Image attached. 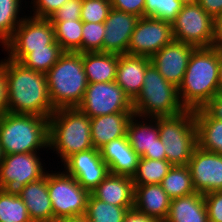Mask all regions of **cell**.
Here are the masks:
<instances>
[{
	"mask_svg": "<svg viewBox=\"0 0 222 222\" xmlns=\"http://www.w3.org/2000/svg\"><path fill=\"white\" fill-rule=\"evenodd\" d=\"M202 109L211 117L222 120V92L211 98Z\"/></svg>",
	"mask_w": 222,
	"mask_h": 222,
	"instance_id": "cell-43",
	"label": "cell"
},
{
	"mask_svg": "<svg viewBox=\"0 0 222 222\" xmlns=\"http://www.w3.org/2000/svg\"><path fill=\"white\" fill-rule=\"evenodd\" d=\"M91 194L106 203L116 206H134L133 179L127 175L108 174L106 178L91 191Z\"/></svg>",
	"mask_w": 222,
	"mask_h": 222,
	"instance_id": "cell-24",
	"label": "cell"
},
{
	"mask_svg": "<svg viewBox=\"0 0 222 222\" xmlns=\"http://www.w3.org/2000/svg\"><path fill=\"white\" fill-rule=\"evenodd\" d=\"M6 69L8 112L50 118L56 111L50 100L46 74L10 58L0 62Z\"/></svg>",
	"mask_w": 222,
	"mask_h": 222,
	"instance_id": "cell-1",
	"label": "cell"
},
{
	"mask_svg": "<svg viewBox=\"0 0 222 222\" xmlns=\"http://www.w3.org/2000/svg\"><path fill=\"white\" fill-rule=\"evenodd\" d=\"M104 31V23L83 22L82 53L102 52Z\"/></svg>",
	"mask_w": 222,
	"mask_h": 222,
	"instance_id": "cell-36",
	"label": "cell"
},
{
	"mask_svg": "<svg viewBox=\"0 0 222 222\" xmlns=\"http://www.w3.org/2000/svg\"><path fill=\"white\" fill-rule=\"evenodd\" d=\"M171 199L161 184L134 185V208L160 222L167 219Z\"/></svg>",
	"mask_w": 222,
	"mask_h": 222,
	"instance_id": "cell-22",
	"label": "cell"
},
{
	"mask_svg": "<svg viewBox=\"0 0 222 222\" xmlns=\"http://www.w3.org/2000/svg\"><path fill=\"white\" fill-rule=\"evenodd\" d=\"M164 222H209L204 194L195 192L172 199Z\"/></svg>",
	"mask_w": 222,
	"mask_h": 222,
	"instance_id": "cell-25",
	"label": "cell"
},
{
	"mask_svg": "<svg viewBox=\"0 0 222 222\" xmlns=\"http://www.w3.org/2000/svg\"><path fill=\"white\" fill-rule=\"evenodd\" d=\"M143 80L142 90L133 101V113L139 118L175 116L186 110L178 87L166 81L152 63L147 66Z\"/></svg>",
	"mask_w": 222,
	"mask_h": 222,
	"instance_id": "cell-6",
	"label": "cell"
},
{
	"mask_svg": "<svg viewBox=\"0 0 222 222\" xmlns=\"http://www.w3.org/2000/svg\"><path fill=\"white\" fill-rule=\"evenodd\" d=\"M22 0H0V43L4 46L23 20L18 14Z\"/></svg>",
	"mask_w": 222,
	"mask_h": 222,
	"instance_id": "cell-34",
	"label": "cell"
},
{
	"mask_svg": "<svg viewBox=\"0 0 222 222\" xmlns=\"http://www.w3.org/2000/svg\"><path fill=\"white\" fill-rule=\"evenodd\" d=\"M45 171L37 152L3 155L0 164V189L17 191L43 177Z\"/></svg>",
	"mask_w": 222,
	"mask_h": 222,
	"instance_id": "cell-13",
	"label": "cell"
},
{
	"mask_svg": "<svg viewBox=\"0 0 222 222\" xmlns=\"http://www.w3.org/2000/svg\"><path fill=\"white\" fill-rule=\"evenodd\" d=\"M113 9L144 17L145 0H110Z\"/></svg>",
	"mask_w": 222,
	"mask_h": 222,
	"instance_id": "cell-41",
	"label": "cell"
},
{
	"mask_svg": "<svg viewBox=\"0 0 222 222\" xmlns=\"http://www.w3.org/2000/svg\"><path fill=\"white\" fill-rule=\"evenodd\" d=\"M214 22L195 0H187L172 23L173 39L195 48H209L214 39Z\"/></svg>",
	"mask_w": 222,
	"mask_h": 222,
	"instance_id": "cell-8",
	"label": "cell"
},
{
	"mask_svg": "<svg viewBox=\"0 0 222 222\" xmlns=\"http://www.w3.org/2000/svg\"><path fill=\"white\" fill-rule=\"evenodd\" d=\"M167 160L140 158L136 173L132 176L134 185L161 184L172 168Z\"/></svg>",
	"mask_w": 222,
	"mask_h": 222,
	"instance_id": "cell-31",
	"label": "cell"
},
{
	"mask_svg": "<svg viewBox=\"0 0 222 222\" xmlns=\"http://www.w3.org/2000/svg\"><path fill=\"white\" fill-rule=\"evenodd\" d=\"M188 167L196 192L208 194L222 191V155L196 147Z\"/></svg>",
	"mask_w": 222,
	"mask_h": 222,
	"instance_id": "cell-14",
	"label": "cell"
},
{
	"mask_svg": "<svg viewBox=\"0 0 222 222\" xmlns=\"http://www.w3.org/2000/svg\"><path fill=\"white\" fill-rule=\"evenodd\" d=\"M90 118L118 112H133V102L115 82L88 83L77 107Z\"/></svg>",
	"mask_w": 222,
	"mask_h": 222,
	"instance_id": "cell-11",
	"label": "cell"
},
{
	"mask_svg": "<svg viewBox=\"0 0 222 222\" xmlns=\"http://www.w3.org/2000/svg\"><path fill=\"white\" fill-rule=\"evenodd\" d=\"M82 60L88 83L115 81L118 54L87 52L82 53Z\"/></svg>",
	"mask_w": 222,
	"mask_h": 222,
	"instance_id": "cell-26",
	"label": "cell"
},
{
	"mask_svg": "<svg viewBox=\"0 0 222 222\" xmlns=\"http://www.w3.org/2000/svg\"><path fill=\"white\" fill-rule=\"evenodd\" d=\"M8 113V83L6 69L0 63V117Z\"/></svg>",
	"mask_w": 222,
	"mask_h": 222,
	"instance_id": "cell-42",
	"label": "cell"
},
{
	"mask_svg": "<svg viewBox=\"0 0 222 222\" xmlns=\"http://www.w3.org/2000/svg\"><path fill=\"white\" fill-rule=\"evenodd\" d=\"M2 160H3V152L0 146V164L2 163Z\"/></svg>",
	"mask_w": 222,
	"mask_h": 222,
	"instance_id": "cell-49",
	"label": "cell"
},
{
	"mask_svg": "<svg viewBox=\"0 0 222 222\" xmlns=\"http://www.w3.org/2000/svg\"><path fill=\"white\" fill-rule=\"evenodd\" d=\"M137 117L136 114L131 116L126 129V137L132 149L140 158L166 160L164 145L159 137L158 117H151L150 123L146 124L145 121L141 123L140 119L138 122Z\"/></svg>",
	"mask_w": 222,
	"mask_h": 222,
	"instance_id": "cell-16",
	"label": "cell"
},
{
	"mask_svg": "<svg viewBox=\"0 0 222 222\" xmlns=\"http://www.w3.org/2000/svg\"><path fill=\"white\" fill-rule=\"evenodd\" d=\"M214 19L222 13V0H195Z\"/></svg>",
	"mask_w": 222,
	"mask_h": 222,
	"instance_id": "cell-44",
	"label": "cell"
},
{
	"mask_svg": "<svg viewBox=\"0 0 222 222\" xmlns=\"http://www.w3.org/2000/svg\"><path fill=\"white\" fill-rule=\"evenodd\" d=\"M133 112H118L90 118L93 147L100 149L112 140L126 136L128 122Z\"/></svg>",
	"mask_w": 222,
	"mask_h": 222,
	"instance_id": "cell-23",
	"label": "cell"
},
{
	"mask_svg": "<svg viewBox=\"0 0 222 222\" xmlns=\"http://www.w3.org/2000/svg\"><path fill=\"white\" fill-rule=\"evenodd\" d=\"M82 0H69L65 2L52 16L50 21L81 20Z\"/></svg>",
	"mask_w": 222,
	"mask_h": 222,
	"instance_id": "cell-38",
	"label": "cell"
},
{
	"mask_svg": "<svg viewBox=\"0 0 222 222\" xmlns=\"http://www.w3.org/2000/svg\"><path fill=\"white\" fill-rule=\"evenodd\" d=\"M53 222H88V220L86 219L85 215H81V216L59 218L54 220Z\"/></svg>",
	"mask_w": 222,
	"mask_h": 222,
	"instance_id": "cell-47",
	"label": "cell"
},
{
	"mask_svg": "<svg viewBox=\"0 0 222 222\" xmlns=\"http://www.w3.org/2000/svg\"><path fill=\"white\" fill-rule=\"evenodd\" d=\"M159 137L166 160L174 165H188L196 147L197 128L193 110L175 116L158 117Z\"/></svg>",
	"mask_w": 222,
	"mask_h": 222,
	"instance_id": "cell-7",
	"label": "cell"
},
{
	"mask_svg": "<svg viewBox=\"0 0 222 222\" xmlns=\"http://www.w3.org/2000/svg\"><path fill=\"white\" fill-rule=\"evenodd\" d=\"M49 119L6 113L0 117V146L3 155L33 153L49 147Z\"/></svg>",
	"mask_w": 222,
	"mask_h": 222,
	"instance_id": "cell-4",
	"label": "cell"
},
{
	"mask_svg": "<svg viewBox=\"0 0 222 222\" xmlns=\"http://www.w3.org/2000/svg\"><path fill=\"white\" fill-rule=\"evenodd\" d=\"M63 53L60 45H47V49H31L20 63L36 72L46 74Z\"/></svg>",
	"mask_w": 222,
	"mask_h": 222,
	"instance_id": "cell-33",
	"label": "cell"
},
{
	"mask_svg": "<svg viewBox=\"0 0 222 222\" xmlns=\"http://www.w3.org/2000/svg\"><path fill=\"white\" fill-rule=\"evenodd\" d=\"M194 46L173 40L151 58V63L164 79L179 87L189 63Z\"/></svg>",
	"mask_w": 222,
	"mask_h": 222,
	"instance_id": "cell-17",
	"label": "cell"
},
{
	"mask_svg": "<svg viewBox=\"0 0 222 222\" xmlns=\"http://www.w3.org/2000/svg\"><path fill=\"white\" fill-rule=\"evenodd\" d=\"M187 0H145L144 17L172 24Z\"/></svg>",
	"mask_w": 222,
	"mask_h": 222,
	"instance_id": "cell-35",
	"label": "cell"
},
{
	"mask_svg": "<svg viewBox=\"0 0 222 222\" xmlns=\"http://www.w3.org/2000/svg\"><path fill=\"white\" fill-rule=\"evenodd\" d=\"M111 9L110 0H82L81 20L90 23H104Z\"/></svg>",
	"mask_w": 222,
	"mask_h": 222,
	"instance_id": "cell-37",
	"label": "cell"
},
{
	"mask_svg": "<svg viewBox=\"0 0 222 222\" xmlns=\"http://www.w3.org/2000/svg\"><path fill=\"white\" fill-rule=\"evenodd\" d=\"M172 24L153 17H140L128 47V54L151 58L173 41Z\"/></svg>",
	"mask_w": 222,
	"mask_h": 222,
	"instance_id": "cell-12",
	"label": "cell"
},
{
	"mask_svg": "<svg viewBox=\"0 0 222 222\" xmlns=\"http://www.w3.org/2000/svg\"><path fill=\"white\" fill-rule=\"evenodd\" d=\"M48 192L56 219L85 215L91 192L66 172L48 173Z\"/></svg>",
	"mask_w": 222,
	"mask_h": 222,
	"instance_id": "cell-9",
	"label": "cell"
},
{
	"mask_svg": "<svg viewBox=\"0 0 222 222\" xmlns=\"http://www.w3.org/2000/svg\"><path fill=\"white\" fill-rule=\"evenodd\" d=\"M209 222H222V191L204 194Z\"/></svg>",
	"mask_w": 222,
	"mask_h": 222,
	"instance_id": "cell-39",
	"label": "cell"
},
{
	"mask_svg": "<svg viewBox=\"0 0 222 222\" xmlns=\"http://www.w3.org/2000/svg\"><path fill=\"white\" fill-rule=\"evenodd\" d=\"M169 198L175 199L195 193L188 165H174L161 182Z\"/></svg>",
	"mask_w": 222,
	"mask_h": 222,
	"instance_id": "cell-28",
	"label": "cell"
},
{
	"mask_svg": "<svg viewBox=\"0 0 222 222\" xmlns=\"http://www.w3.org/2000/svg\"><path fill=\"white\" fill-rule=\"evenodd\" d=\"M138 19L139 17L136 15L112 8L104 21L105 34L102 52L128 54L129 43Z\"/></svg>",
	"mask_w": 222,
	"mask_h": 222,
	"instance_id": "cell-18",
	"label": "cell"
},
{
	"mask_svg": "<svg viewBox=\"0 0 222 222\" xmlns=\"http://www.w3.org/2000/svg\"><path fill=\"white\" fill-rule=\"evenodd\" d=\"M63 165L65 172L90 192L109 174L108 165L102 159L100 150L96 148L72 154Z\"/></svg>",
	"mask_w": 222,
	"mask_h": 222,
	"instance_id": "cell-15",
	"label": "cell"
},
{
	"mask_svg": "<svg viewBox=\"0 0 222 222\" xmlns=\"http://www.w3.org/2000/svg\"><path fill=\"white\" fill-rule=\"evenodd\" d=\"M90 130V117L77 107L56 109L49 118V150H56L64 162L74 153L94 148Z\"/></svg>",
	"mask_w": 222,
	"mask_h": 222,
	"instance_id": "cell-5",
	"label": "cell"
},
{
	"mask_svg": "<svg viewBox=\"0 0 222 222\" xmlns=\"http://www.w3.org/2000/svg\"><path fill=\"white\" fill-rule=\"evenodd\" d=\"M46 78L55 109L78 107L88 85L82 53L64 52L46 73Z\"/></svg>",
	"mask_w": 222,
	"mask_h": 222,
	"instance_id": "cell-3",
	"label": "cell"
},
{
	"mask_svg": "<svg viewBox=\"0 0 222 222\" xmlns=\"http://www.w3.org/2000/svg\"><path fill=\"white\" fill-rule=\"evenodd\" d=\"M212 48L222 50V13L215 18Z\"/></svg>",
	"mask_w": 222,
	"mask_h": 222,
	"instance_id": "cell-46",
	"label": "cell"
},
{
	"mask_svg": "<svg viewBox=\"0 0 222 222\" xmlns=\"http://www.w3.org/2000/svg\"><path fill=\"white\" fill-rule=\"evenodd\" d=\"M198 147L222 155V120L211 118L202 108L194 110Z\"/></svg>",
	"mask_w": 222,
	"mask_h": 222,
	"instance_id": "cell-27",
	"label": "cell"
},
{
	"mask_svg": "<svg viewBox=\"0 0 222 222\" xmlns=\"http://www.w3.org/2000/svg\"><path fill=\"white\" fill-rule=\"evenodd\" d=\"M219 50L212 47L195 48L178 87L179 97L186 110L202 108L220 93Z\"/></svg>",
	"mask_w": 222,
	"mask_h": 222,
	"instance_id": "cell-2",
	"label": "cell"
},
{
	"mask_svg": "<svg viewBox=\"0 0 222 222\" xmlns=\"http://www.w3.org/2000/svg\"><path fill=\"white\" fill-rule=\"evenodd\" d=\"M55 41L64 52L82 53V20L51 21Z\"/></svg>",
	"mask_w": 222,
	"mask_h": 222,
	"instance_id": "cell-29",
	"label": "cell"
},
{
	"mask_svg": "<svg viewBox=\"0 0 222 222\" xmlns=\"http://www.w3.org/2000/svg\"><path fill=\"white\" fill-rule=\"evenodd\" d=\"M219 86L220 91L222 92V50H219Z\"/></svg>",
	"mask_w": 222,
	"mask_h": 222,
	"instance_id": "cell-48",
	"label": "cell"
},
{
	"mask_svg": "<svg viewBox=\"0 0 222 222\" xmlns=\"http://www.w3.org/2000/svg\"><path fill=\"white\" fill-rule=\"evenodd\" d=\"M123 222H160L158 219L147 216L146 214L136 210L134 207L129 209L124 216Z\"/></svg>",
	"mask_w": 222,
	"mask_h": 222,
	"instance_id": "cell-45",
	"label": "cell"
},
{
	"mask_svg": "<svg viewBox=\"0 0 222 222\" xmlns=\"http://www.w3.org/2000/svg\"><path fill=\"white\" fill-rule=\"evenodd\" d=\"M133 207L109 204L90 194L85 217L88 222H123L124 216Z\"/></svg>",
	"mask_w": 222,
	"mask_h": 222,
	"instance_id": "cell-30",
	"label": "cell"
},
{
	"mask_svg": "<svg viewBox=\"0 0 222 222\" xmlns=\"http://www.w3.org/2000/svg\"><path fill=\"white\" fill-rule=\"evenodd\" d=\"M150 58L129 54L118 55L115 82L133 102L143 87V79Z\"/></svg>",
	"mask_w": 222,
	"mask_h": 222,
	"instance_id": "cell-20",
	"label": "cell"
},
{
	"mask_svg": "<svg viewBox=\"0 0 222 222\" xmlns=\"http://www.w3.org/2000/svg\"><path fill=\"white\" fill-rule=\"evenodd\" d=\"M16 192L25 203L32 222H53L55 220L48 192V172L40 179L19 188Z\"/></svg>",
	"mask_w": 222,
	"mask_h": 222,
	"instance_id": "cell-19",
	"label": "cell"
},
{
	"mask_svg": "<svg viewBox=\"0 0 222 222\" xmlns=\"http://www.w3.org/2000/svg\"><path fill=\"white\" fill-rule=\"evenodd\" d=\"M34 8L33 13L35 18L49 19L55 11H57L65 2L69 0H32Z\"/></svg>",
	"mask_w": 222,
	"mask_h": 222,
	"instance_id": "cell-40",
	"label": "cell"
},
{
	"mask_svg": "<svg viewBox=\"0 0 222 222\" xmlns=\"http://www.w3.org/2000/svg\"><path fill=\"white\" fill-rule=\"evenodd\" d=\"M4 45L11 60L20 62L31 49H47V45H59L55 41L54 26L49 19L27 17Z\"/></svg>",
	"mask_w": 222,
	"mask_h": 222,
	"instance_id": "cell-10",
	"label": "cell"
},
{
	"mask_svg": "<svg viewBox=\"0 0 222 222\" xmlns=\"http://www.w3.org/2000/svg\"><path fill=\"white\" fill-rule=\"evenodd\" d=\"M99 150L110 174L132 177L136 173L140 156L132 149L126 136L110 141Z\"/></svg>",
	"mask_w": 222,
	"mask_h": 222,
	"instance_id": "cell-21",
	"label": "cell"
},
{
	"mask_svg": "<svg viewBox=\"0 0 222 222\" xmlns=\"http://www.w3.org/2000/svg\"><path fill=\"white\" fill-rule=\"evenodd\" d=\"M0 222H32L16 191L0 189Z\"/></svg>",
	"mask_w": 222,
	"mask_h": 222,
	"instance_id": "cell-32",
	"label": "cell"
}]
</instances>
